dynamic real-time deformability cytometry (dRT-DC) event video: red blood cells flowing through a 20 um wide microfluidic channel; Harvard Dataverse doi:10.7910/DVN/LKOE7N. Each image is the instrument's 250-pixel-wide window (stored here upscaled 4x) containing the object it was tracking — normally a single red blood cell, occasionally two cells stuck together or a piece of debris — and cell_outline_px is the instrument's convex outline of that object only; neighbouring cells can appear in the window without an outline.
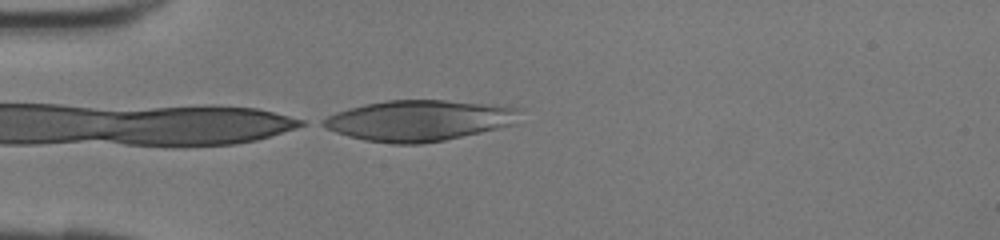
{"species": "human", "species_latin": "Homo sapiens", "temperature_condition": "room temperature", "stored_images_in_passage": 31, "camera_frame_rate_fps": 3000, "um_per_image_px": 0.085, "donor": {"sex": "female"}, "frame": {"image": 1, "passage_image": 1, "time_ms": 0.0, "image_size_px": [1000, 240], "cell_outline_px": [[520, 108], [516, 124], [444, 140], [420, 144], [392, 144], [364, 140], [348, 136], [324, 128], [316, 124], [320, 120], [336, 112], [348, 108], [364, 104], [388, 100], [444, 100]], "centroid_in_image_um": [35.53, 10.25], "position_along_channel_um": 49.5, "area_um2": 46.64}}
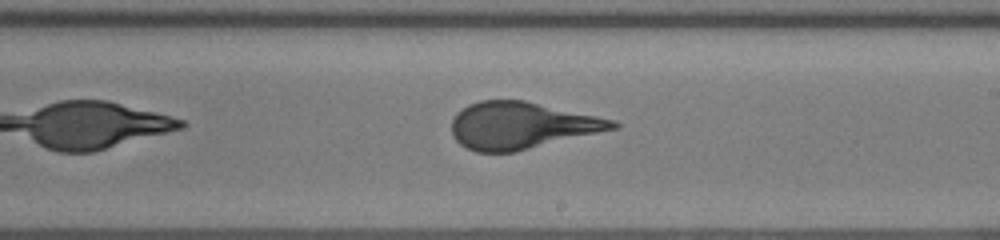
{"frame": {"image": 2, "passage_image": 14, "time_ms": 4.333, "image_size_px": [1000, 240], "cell_outline_px": [[620, 128], [516, 152], [476, 152], [460, 144], [452, 136], [452, 120], [456, 112], [468, 104], [480, 100], [524, 100], [616, 120], [620, 124]], "centroid_in_image_um": [44.34, 10.67], "position_along_channel_um": 244.7, "area_um2": 44.33}}
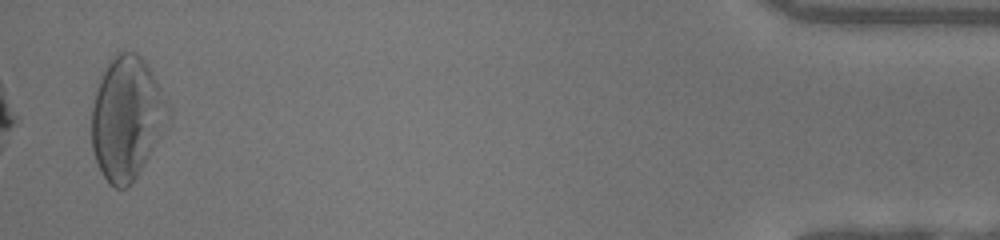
{"frame": {"image": 3, "passage_image": 30, "time_ms": 9.667, "image_size_px": [1000, 240], "cell_outline_px": [[168, 108], [152, 148], [144, 164], [128, 188], [116, 188], [108, 184], [100, 172], [92, 148], [92, 104], [96, 88], [108, 60], [116, 52], [136, 52], [144, 60], [168, 104]], "centroid_in_image_um": [10.68, 10.03], "position_along_channel_um": 424.5, "area_um2": 53.35}}